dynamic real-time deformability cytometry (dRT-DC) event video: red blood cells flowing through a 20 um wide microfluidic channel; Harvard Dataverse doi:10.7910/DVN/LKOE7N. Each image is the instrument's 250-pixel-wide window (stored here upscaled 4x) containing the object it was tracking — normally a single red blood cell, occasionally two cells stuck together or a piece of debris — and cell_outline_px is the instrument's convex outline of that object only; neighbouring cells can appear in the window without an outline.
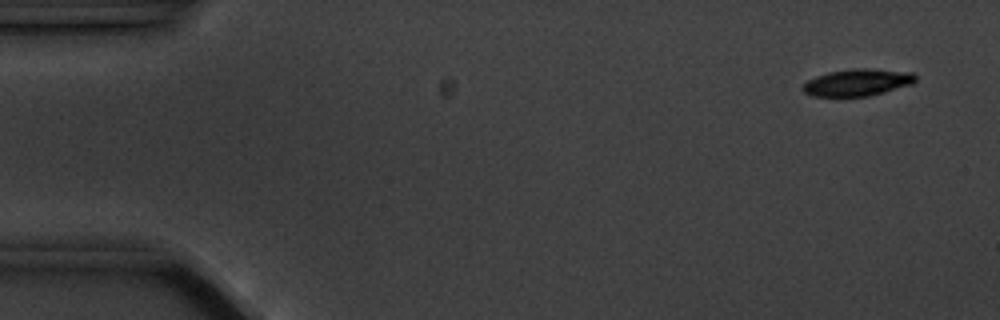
{"species": "common noctule bat (a hibernating species)", "species_latin": "Nyctalus noctula", "temperature_condition": "cold", "stored_images_in_passage": 7, "camera_frame_rate_fps": 3000, "um_per_image_px": 0.085, "animal": {"sex": "male", "body_mass_g": 20.1, "forearm_length_mm": 53.5}, "frame": {"image": 1, "passage_image": 1, "time_ms": 0.0, "image_size_px": [1000, 320], "cell_outline_px": [[916, 80], [912, 84], [884, 92], [868, 96], [812, 96], [804, 92], [800, 88], [808, 80], [816, 76], [828, 72], [852, 68], [868, 68], [912, 72], [916, 76]], "centroid_in_image_um": [72.88, 7.0], "position_along_channel_um": 12.1, "area_um2": 17.74}}
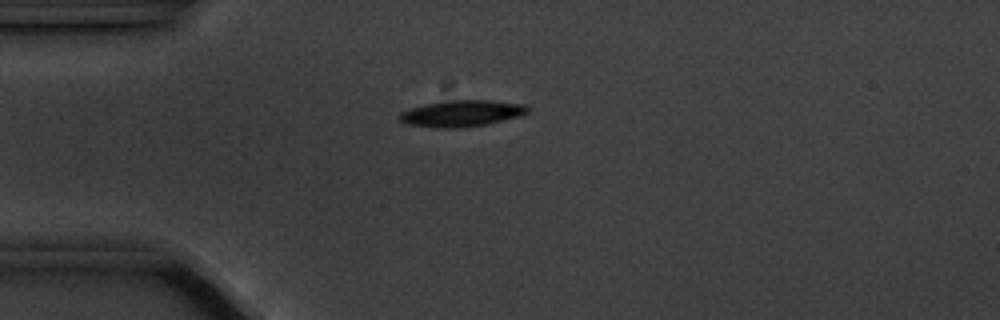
{"frame": {"image": 2, "passage_image": 4, "time_ms": 3.667, "image_size_px": [1000, 320], "cell_outline_px": [[528, 112], [520, 116], [484, 124], [464, 128], [440, 128], [404, 124], [396, 116], [400, 112], [412, 108], [428, 104], [452, 100], [492, 100], [524, 104], [528, 108]], "centroid_in_image_um": [39.22, 9.65], "position_along_channel_um": 45.8, "area_um2": 19.59}}
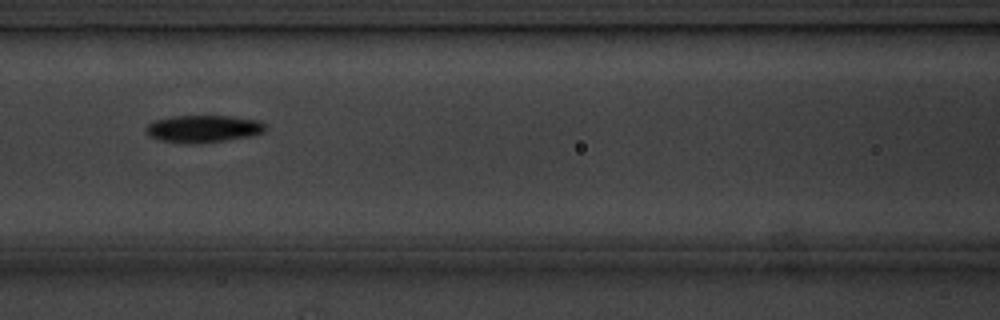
{"frame": {"image": 3, "passage_image": 7, "time_ms": 7.0, "image_size_px": [1000, 320], "cell_outline_px": [[268, 128], [264, 132], [252, 136], [224, 140], [160, 140], [148, 136], [144, 128], [148, 124], [156, 120], [172, 116], [228, 116], [260, 120]], "centroid_in_image_um": [17.34, 10.89], "position_along_channel_um": 149.3, "area_um2": 18.09}}